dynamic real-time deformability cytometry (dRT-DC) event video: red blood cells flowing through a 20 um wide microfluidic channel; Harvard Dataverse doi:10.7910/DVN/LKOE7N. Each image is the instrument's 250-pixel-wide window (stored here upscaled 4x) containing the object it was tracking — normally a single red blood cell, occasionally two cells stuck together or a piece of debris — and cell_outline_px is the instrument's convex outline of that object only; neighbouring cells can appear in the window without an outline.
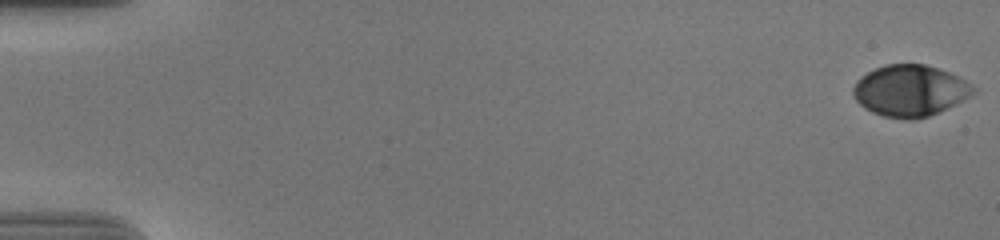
{"species": "human", "species_latin": "Homo sapiens", "temperature_condition": "cold", "stored_images_in_passage": 57, "camera_frame_rate_fps": 3000, "um_per_image_px": 0.085, "donor": {"sex": "male"}, "frame": {"image": 1, "passage_image": 1, "time_ms": 0.0, "image_size_px": [1000, 240], "cell_outline_px": [[976, 92], [972, 96], [948, 108], [928, 116], [912, 120], [908, 120], [884, 116], [872, 112], [864, 108], [856, 100], [852, 92], [852, 88], [856, 80], [860, 76], [884, 64], [924, 64], [948, 72], [972, 84], [976, 88]], "centroid_in_image_um": [77.35, 7.71], "position_along_channel_um": 7.7, "area_um2": 36.07}}
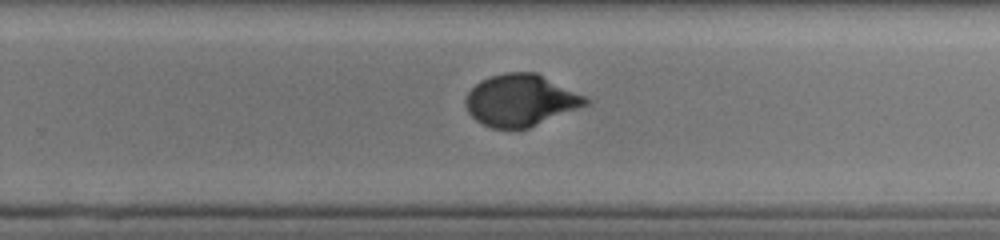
{"frame": {"image": 2, "passage_image": 38, "time_ms": 12.333, "image_size_px": [1000, 240], "cell_outline_px": [[592, 104], [528, 128], [492, 128], [476, 120], [468, 112], [464, 104], [464, 100], [468, 92], [480, 80], [504, 72], [536, 72], [592, 100]], "centroid_in_image_um": [44.27, 8.53], "position_along_channel_um": 285.5, "area_um2": 36.24}}
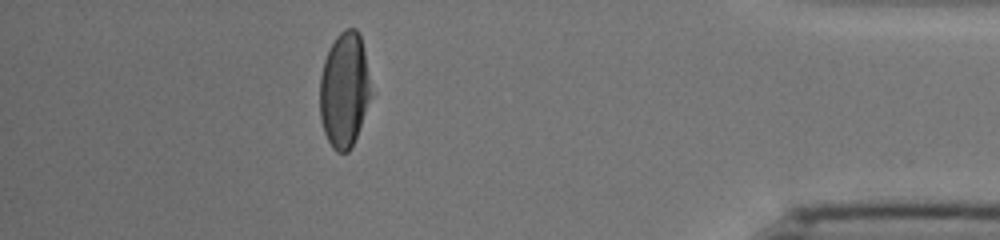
{"frame": {"image": 3, "passage_image": 51, "time_ms": 16.667, "image_size_px": [1000, 240], "cell_outline_px": [[376, 92], [356, 136], [348, 152], [336, 152], [332, 148], [324, 132], [320, 116], [320, 76], [324, 60], [336, 36], [344, 28], [356, 28], [360, 36]], "centroid_in_image_um": [29.33, 7.64], "position_along_channel_um": 405.9, "area_um2": 35.26}, "authors_computed_cell_mechanics": {"area_um2": 36.2984, "velocity_mm_per_s": 3.6989, "shape_relaxation_time_tau1_ms": 4.4988, "shape_relaxation_time_tau2_ms": null, "deformation_change_tau1": 0.1807, "deformation_change_tau2": null}}